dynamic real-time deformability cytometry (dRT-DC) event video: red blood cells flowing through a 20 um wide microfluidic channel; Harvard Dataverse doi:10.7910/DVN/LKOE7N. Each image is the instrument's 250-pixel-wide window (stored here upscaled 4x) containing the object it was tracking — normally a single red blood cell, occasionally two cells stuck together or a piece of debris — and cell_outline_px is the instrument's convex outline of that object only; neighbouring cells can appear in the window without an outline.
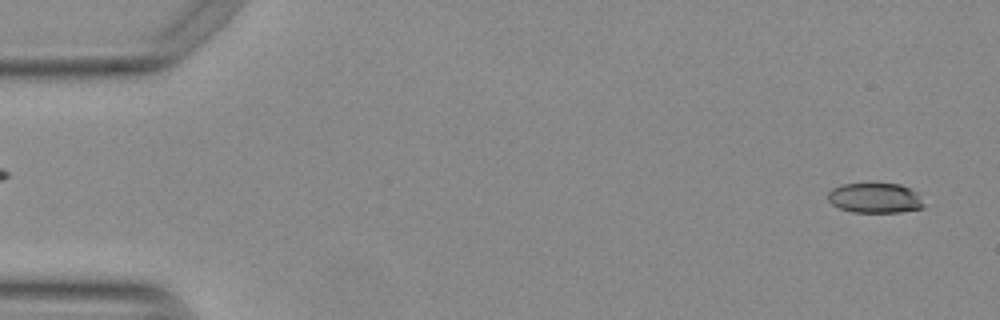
{"species": "Egyptian fruit bat (a non-hibernating species)", "species_latin": "Rousettus aegyptiacus", "temperature_condition": "warm", "stored_images_in_passage": 50, "camera_frame_rate_fps": 3000, "um_per_image_px": 0.085, "animal": {"sex": "female"}, "frame": {"image": 1, "passage_image": 2, "time_ms": 0.333, "image_size_px": [1000, 320], "cell_outline_px": [[924, 208], [900, 212], [852, 212], [840, 208], [832, 204], [828, 200], [828, 192], [832, 188], [840, 184], [872, 180], [900, 184], [916, 192], [924, 204]], "centroid_in_image_um": [74.34, 16.77], "position_along_channel_um": 10.7, "area_um2": 17.57}}
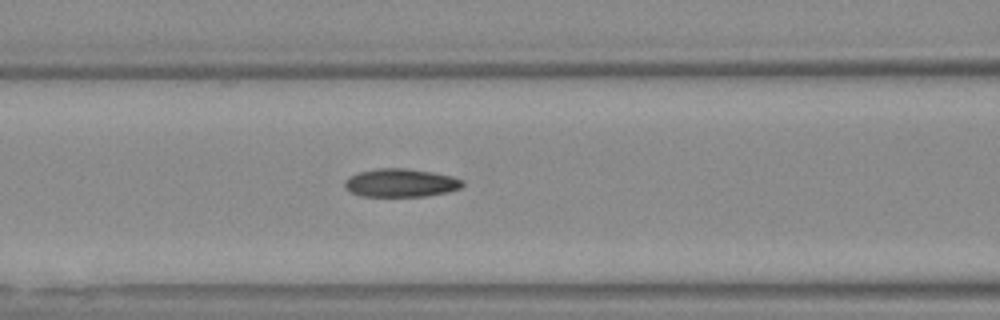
{"frame": {"image": 2, "passage_image": 22, "time_ms": 7.0, "image_size_px": [1000, 320], "cell_outline_px": [[464, 184], [460, 188], [448, 192], [424, 196], [360, 196], [352, 192], [344, 184], [344, 180], [360, 172], [376, 168], [404, 168], [432, 172], [452, 176], [464, 180]], "centroid_in_image_um": [34.1, 15.54], "position_along_channel_um": 132.5, "area_um2": 19.25}}
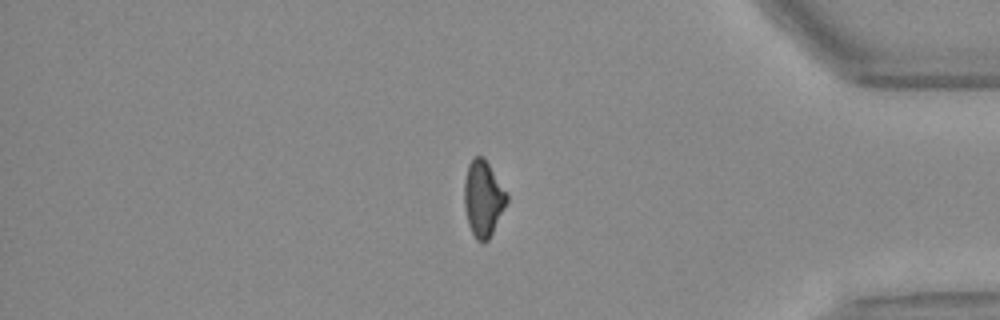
{"frame": {"image": 3, "passage_image": 45, "time_ms": 14.667, "image_size_px": [1000, 320], "cell_outline_px": [[508, 200], [488, 240], [476, 240], [468, 224], [464, 204], [464, 180], [468, 164], [476, 156], [484, 156], [508, 192]], "centroid_in_image_um": [41.07, 16.82], "position_along_channel_um": 394.1, "area_um2": 18.79}, "authors_computed_cell_mechanics": {"area_um2": 19.1318, "velocity_mm_per_s": 3.8007, "shape_relaxation_time_tau1_ms": null, "shape_relaxation_time_tau2_ms": 4.0144, "deformation_change_tau1": null, "deformation_change_tau2": 0.1051}}